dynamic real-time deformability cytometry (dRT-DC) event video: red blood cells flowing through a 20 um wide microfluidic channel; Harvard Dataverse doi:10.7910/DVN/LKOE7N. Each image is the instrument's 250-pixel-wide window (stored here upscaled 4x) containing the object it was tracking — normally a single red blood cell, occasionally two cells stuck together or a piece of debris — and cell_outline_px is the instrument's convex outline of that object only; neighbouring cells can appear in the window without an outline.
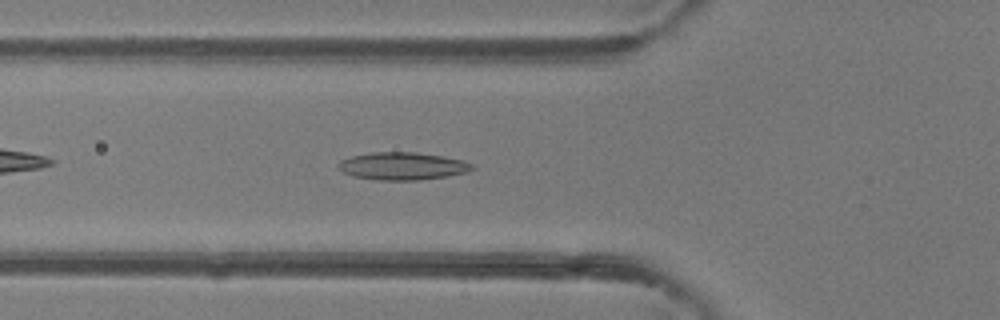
{"species": "common noctule bat (a hibernating species)", "species_latin": "Nyctalus noctula", "temperature_condition": "room temperature", "stored_images_in_passage": 36, "camera_frame_rate_fps": 3000, "um_per_image_px": 0.085, "animal": {"sex": "female"}, "frame": {"image": 1, "passage_image": 6, "time_ms": 1.667, "image_size_px": [1000, 320], "cell_outline_px": [[476, 168], [468, 172], [448, 176], [420, 180], [376, 180], [352, 176], [336, 168], [336, 164], [340, 160], [352, 156], [372, 152], [416, 152], [444, 156], [464, 160], [472, 164]], "centroid_in_image_um": [34.21, 14.12], "position_along_channel_um": 91.6, "area_um2": 21.85}}
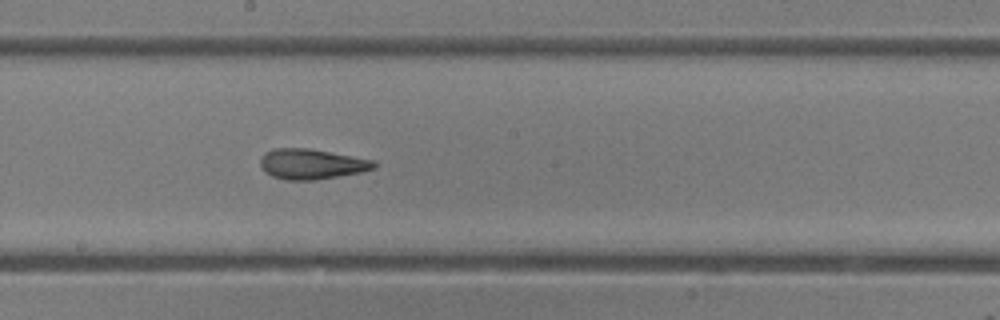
{"frame": {"image": 2, "passage_image": 15, "time_ms": 4.667, "image_size_px": [1000, 320], "cell_outline_px": [[376, 168], [360, 172], [316, 180], [284, 180], [272, 176], [264, 172], [260, 164], [260, 160], [264, 152], [272, 148], [308, 148], [376, 160]], "centroid_in_image_um": [26.47, 13.94], "position_along_channel_um": 221.7, "area_um2": 20.23}}
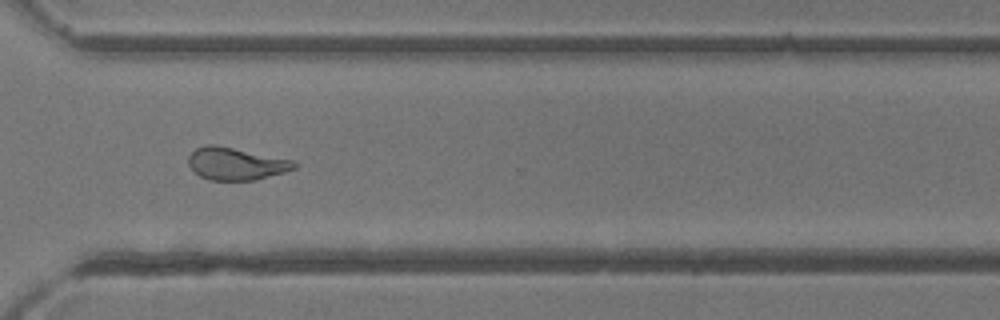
{"frame": {"image": 3, "passage_image": 24, "time_ms": 7.667, "image_size_px": [1000, 320], "cell_outline_px": [[296, 168], [284, 172], [252, 180], [208, 180], [200, 176], [188, 164], [188, 156], [196, 148], [208, 144], [216, 144], [296, 160]], "centroid_in_image_um": [20.06, 13.9], "position_along_channel_um": 350.5, "area_um2": 20.06}, "authors_computed_cell_mechanics": {"area_um2": 20.7502, "velocity_mm_per_s": 4.3085, "shape_relaxation_time_tau1_ms": null, "shape_relaxation_time_tau2_ms": 2.5931, "deformation_change_tau1": null, "deformation_change_tau2": 0.1199}}